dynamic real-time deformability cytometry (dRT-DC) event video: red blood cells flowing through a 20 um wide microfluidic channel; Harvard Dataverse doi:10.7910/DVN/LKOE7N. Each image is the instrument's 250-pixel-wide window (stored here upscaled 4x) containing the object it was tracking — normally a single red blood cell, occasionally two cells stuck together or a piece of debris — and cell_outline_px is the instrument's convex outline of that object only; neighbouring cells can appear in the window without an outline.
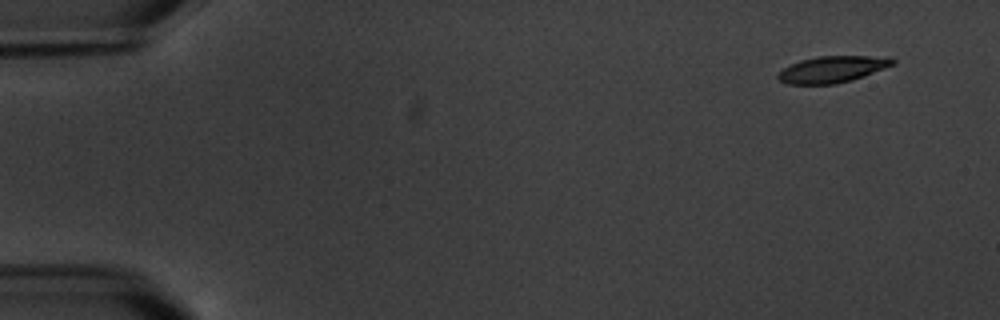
{"species": "common noctule bat (a hibernating species)", "species_latin": "Nyctalus noctula", "temperature_condition": "warm", "stored_images_in_passage": 4, "camera_frame_rate_fps": 3000, "um_per_image_px": 0.085, "animal": {"sex": "male", "body_mass_g": 20.1, "forearm_length_mm": 53.5}, "frame": {"image": 1, "passage_image": 1, "time_ms": 0.0, "image_size_px": [1000, 320], "cell_outline_px": [[896, 64], [852, 80], [836, 84], [788, 84], [780, 80], [776, 76], [784, 68], [800, 60], [816, 56], [892, 56], [896, 60]], "centroid_in_image_um": [70.81, 5.88], "position_along_channel_um": 14.2, "area_um2": 17.8}}
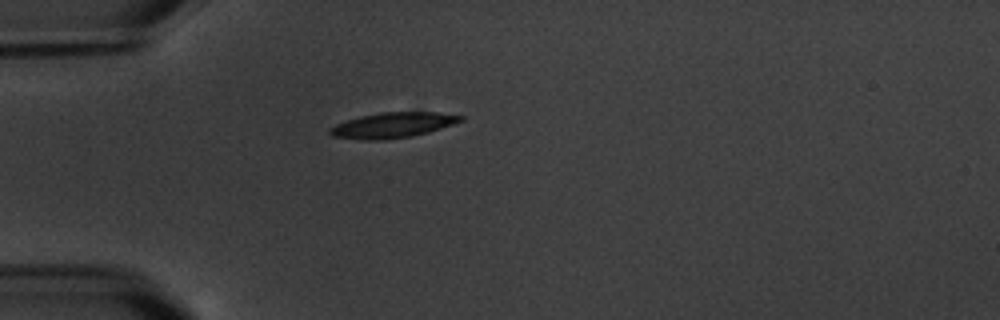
{"frame": {"image": 2, "passage_image": 4, "time_ms": 4.333, "image_size_px": [1000, 320], "cell_outline_px": [[464, 120], [428, 132], [412, 136], [384, 140], [364, 140], [332, 136], [328, 132], [328, 128], [336, 124], [360, 116], [380, 112], [436, 112], [464, 116]], "centroid_in_image_um": [33.35, 10.64], "position_along_channel_um": 51.6, "area_um2": 19.25}}